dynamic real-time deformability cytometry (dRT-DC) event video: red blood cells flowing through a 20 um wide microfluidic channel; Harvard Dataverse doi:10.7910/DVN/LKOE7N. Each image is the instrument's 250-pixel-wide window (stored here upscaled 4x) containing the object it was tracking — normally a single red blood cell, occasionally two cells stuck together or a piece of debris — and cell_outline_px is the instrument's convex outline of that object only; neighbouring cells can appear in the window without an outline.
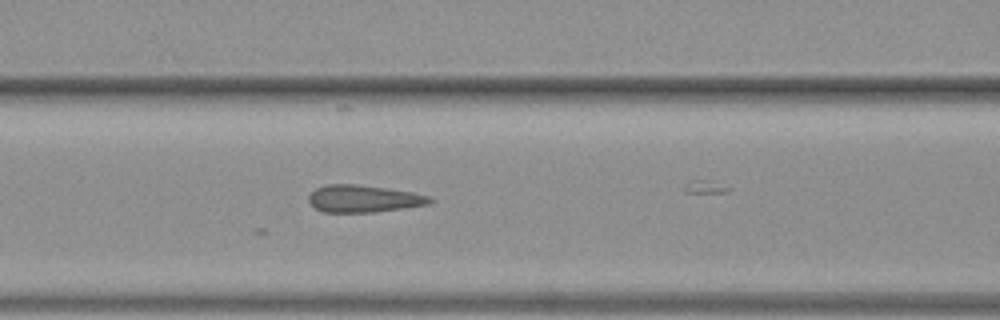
{"species": "common noctule bat (a hibernating species)", "species_latin": "Nyctalus noctula", "temperature_condition": "warm", "stored_images_in_passage": 13, "camera_frame_rate_fps": 3000, "um_per_image_px": 0.085, "animal": {"sex": "female", "body_mass_g": 19.3, "forearm_length_mm": 54.1}, "frame": {"image": 1, "passage_image": 5, "time_ms": 1.333, "image_size_px": [1000, 320], "cell_outline_px": [[436, 200], [428, 204], [404, 208], [376, 212], [324, 212], [316, 208], [308, 200], [308, 196], [316, 188], [328, 184], [356, 184], [388, 188], [412, 192], [432, 196]], "centroid_in_image_um": [30.95, 16.88], "position_along_channel_um": 135.6, "area_um2": 19.31}}
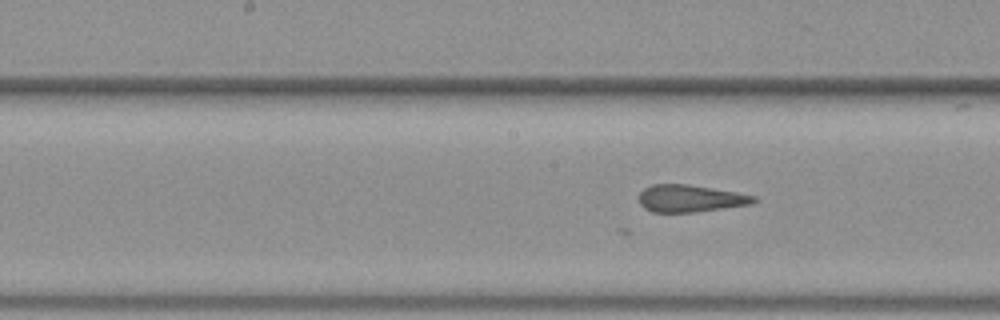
{"frame": {"image": 2, "passage_image": 9, "time_ms": 2.667, "image_size_px": [1000, 320], "cell_outline_px": [[756, 200], [752, 204], [692, 212], [652, 212], [644, 208], [640, 204], [640, 192], [644, 188], [652, 184], [688, 184], [736, 192], [756, 196]], "centroid_in_image_um": [58.65, 16.86], "position_along_channel_um": 189.6, "area_um2": 18.03}}
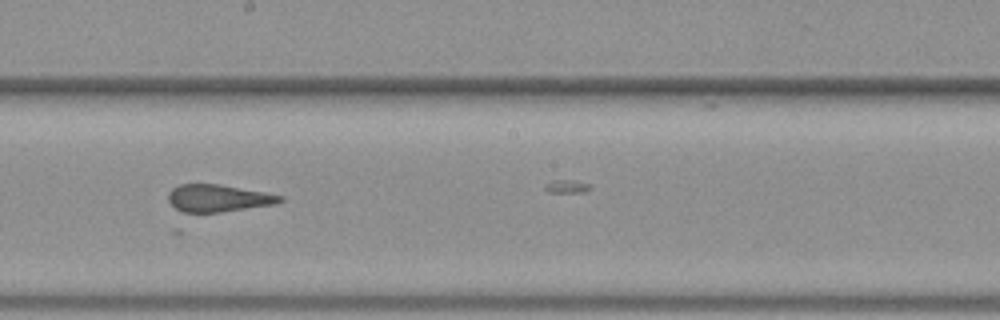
{"frame": {"image": 3, "passage_image": 12, "time_ms": 3.667, "image_size_px": [1000, 320], "cell_outline_px": [[284, 200], [276, 204], [220, 212], [184, 212], [176, 208], [168, 200], [168, 192], [172, 188], [180, 184], [220, 184], [264, 192], [284, 196]], "centroid_in_image_um": [18.56, 16.84], "position_along_channel_um": 229.6, "area_um2": 17.69}}